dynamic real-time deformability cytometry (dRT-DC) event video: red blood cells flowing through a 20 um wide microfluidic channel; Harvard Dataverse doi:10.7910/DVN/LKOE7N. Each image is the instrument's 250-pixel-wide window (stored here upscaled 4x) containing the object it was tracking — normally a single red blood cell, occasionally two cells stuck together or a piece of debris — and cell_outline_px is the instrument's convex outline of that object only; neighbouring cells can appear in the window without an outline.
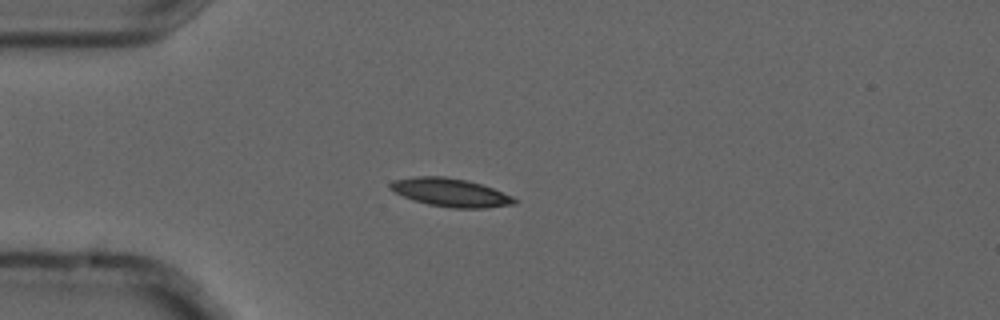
{"species": "common noctule bat (a hibernating species)", "species_latin": "Nyctalus noctula", "temperature_condition": "cold", "stored_images_in_passage": 10, "camera_frame_rate_fps": 3000, "um_per_image_px": 0.085, "animal": {"sex": "male", "forearm_length_mm": 52.5}, "frame": {"image": 1, "passage_image": 3, "time_ms": 0.667, "image_size_px": [1000, 320], "cell_outline_px": [[516, 204], [484, 208], [452, 208], [428, 204], [404, 196], [388, 188], [388, 184], [392, 180], [416, 176], [444, 176], [468, 180], [492, 188], [512, 196], [516, 200]], "centroid_in_image_um": [38.28, 16.35], "position_along_channel_um": 46.7, "area_um2": 20.35}}
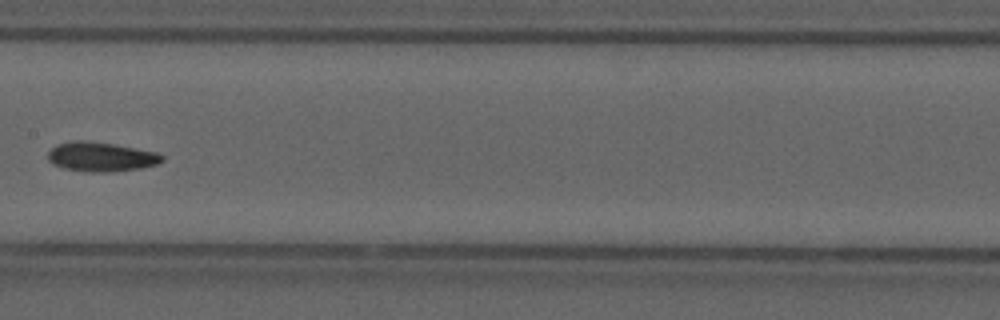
{"frame": {"image": 2, "passage_image": 7, "time_ms": 2.0, "image_size_px": [1000, 320], "cell_outline_px": [[164, 160], [156, 164], [140, 168], [112, 172], [88, 172], [64, 168], [52, 164], [48, 160], [48, 152], [56, 144], [72, 140], [84, 140], [112, 144], [156, 152], [164, 156]], "centroid_in_image_um": [8.55, 13.33], "position_along_channel_um": 198.8, "area_um2": 19.54}}
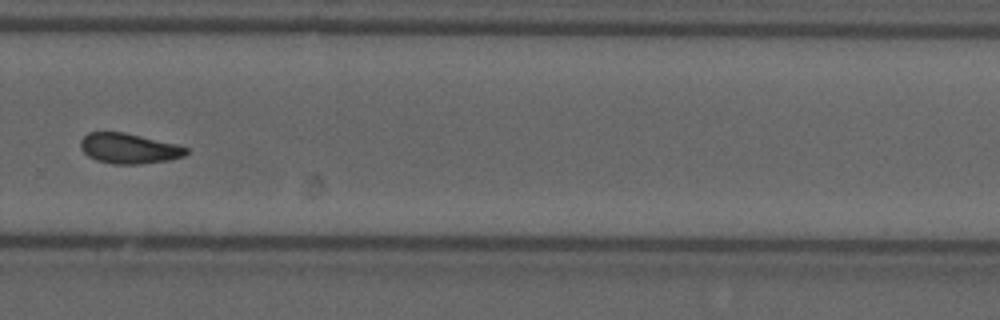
{"frame": {"image": 3, "passage_image": 10, "time_ms": 3.0, "image_size_px": [1000, 320], "cell_outline_px": [[188, 152], [184, 156], [168, 160], [140, 164], [112, 164], [96, 160], [88, 156], [80, 148], [80, 140], [88, 132], [124, 132], [176, 144], [188, 148]], "centroid_in_image_um": [10.93, 12.62], "position_along_channel_um": 318.9, "area_um2": 18.61}}